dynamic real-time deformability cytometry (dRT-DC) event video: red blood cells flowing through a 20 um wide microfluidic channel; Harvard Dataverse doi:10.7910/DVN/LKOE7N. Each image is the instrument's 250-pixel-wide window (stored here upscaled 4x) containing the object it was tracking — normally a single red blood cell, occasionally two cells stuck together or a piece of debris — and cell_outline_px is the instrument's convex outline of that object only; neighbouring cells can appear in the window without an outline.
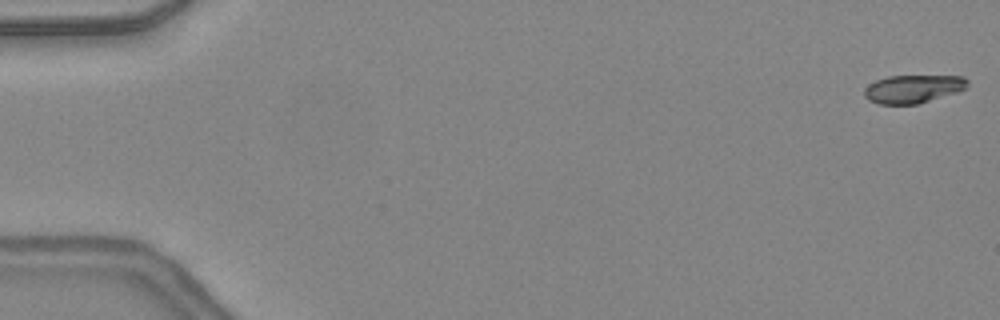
{"species": "common noctule bat (a hibernating species)", "species_latin": "Nyctalus noctula", "temperature_condition": "warm", "stored_images_in_passage": 48, "camera_frame_rate_fps": 3000, "um_per_image_px": 0.085, "animal": {"sex": "female", "body_mass_g": 24.6, "forearm_length_mm": 56.2}, "frame": {"image": 1, "passage_image": 1, "time_ms": 0.0, "image_size_px": [1000, 320], "cell_outline_px": [[968, 88], [956, 92], [916, 104], [880, 104], [868, 100], [864, 96], [864, 88], [868, 84], [876, 80], [888, 76], [964, 76], [968, 80]], "centroid_in_image_um": [77.59, 7.55], "position_along_channel_um": 7.4, "area_um2": 16.88}}
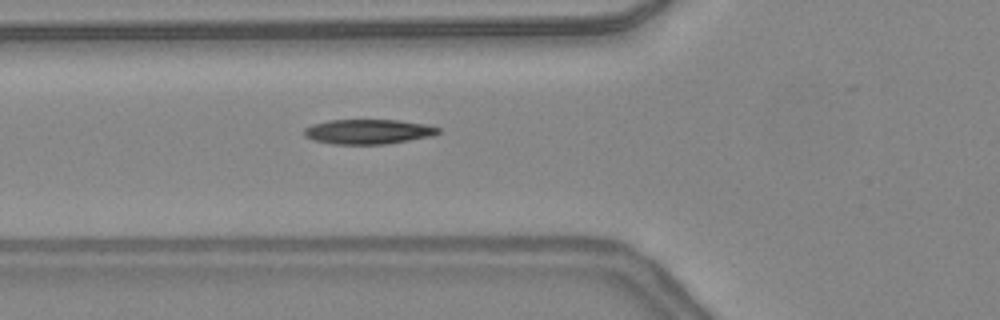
{"frame": {"image": 2, "passage_image": 18, "time_ms": 5.667, "image_size_px": [1000, 320], "cell_outline_px": [[440, 132], [432, 136], [384, 144], [332, 144], [312, 140], [304, 136], [304, 128], [312, 124], [328, 120], [396, 120], [428, 124], [440, 128]], "centroid_in_image_um": [31.27, 11.18], "position_along_channel_um": 94.5, "area_um2": 19.42}}
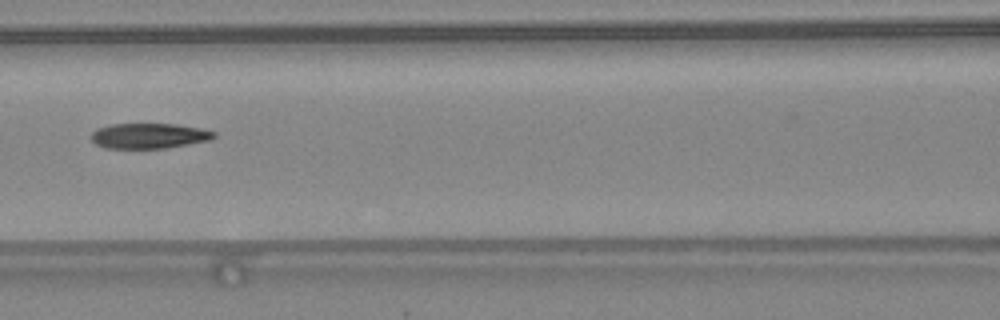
{"frame": {"image": 3, "passage_image": 22, "time_ms": 7.0, "image_size_px": [1000, 320], "cell_outline_px": [[216, 136], [208, 140], [168, 148], [104, 148], [96, 144], [92, 140], [92, 132], [96, 128], [112, 124], [176, 124], [200, 128], [216, 132]], "centroid_in_image_um": [12.65, 11.54], "position_along_channel_um": 153.9, "area_um2": 18.03}, "authors_computed_cell_mechanics": {"area_um2": 18.6983, "velocity_mm_per_s": 4.3905, "shape_relaxation_time_tau1_ms": 8.8191, "shape_relaxation_time_tau2_ms": 4.0438, "deformation_change_tau1": 0.2477, "deformation_change_tau2": 0.1143}}